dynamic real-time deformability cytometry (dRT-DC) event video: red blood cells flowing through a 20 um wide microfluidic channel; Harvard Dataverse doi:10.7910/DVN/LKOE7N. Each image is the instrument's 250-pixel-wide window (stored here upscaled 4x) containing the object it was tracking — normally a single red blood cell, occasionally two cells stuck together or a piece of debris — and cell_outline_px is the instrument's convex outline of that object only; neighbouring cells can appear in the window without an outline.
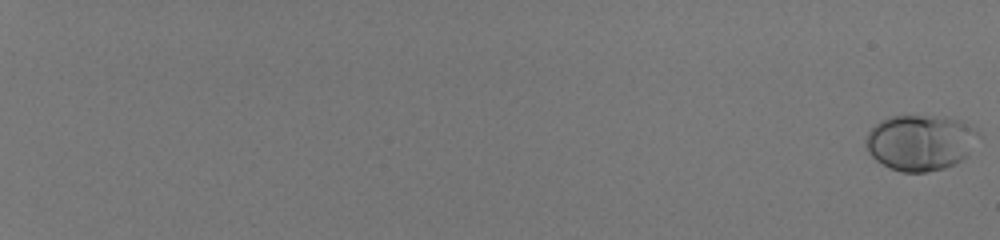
{"species": "human", "species_latin": "Homo sapiens", "temperature_condition": "room temperature", "stored_images_in_passage": 58, "camera_frame_rate_fps": 3000, "um_per_image_px": 0.085, "donor": {"sex": "male"}, "frame": {"image": 1, "passage_image": 1, "time_ms": 0.0, "image_size_px": [1000, 240], "cell_outline_px": [[980, 136], [968, 156], [964, 160], [956, 164], [944, 168], [928, 172], [900, 172], [888, 168], [876, 160], [868, 152], [868, 132], [880, 120], [892, 116], [944, 116], [964, 120], [980, 132]], "centroid_in_image_um": [78.31, 12.11], "position_along_channel_um": 6.7, "area_um2": 37.05}}
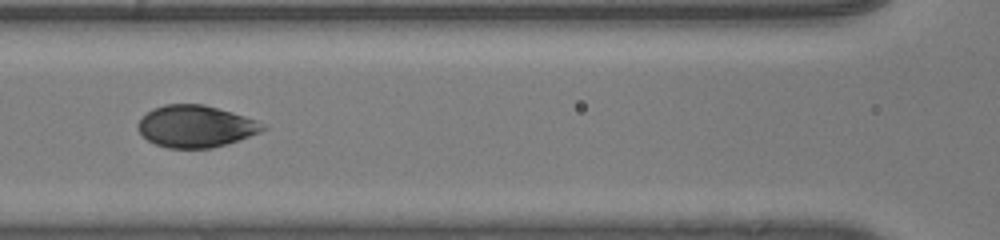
{"frame": {"image": 2, "passage_image": 34, "time_ms": 11.0, "image_size_px": [1000, 240], "cell_outline_px": [[268, 128], [260, 132], [212, 148], [168, 148], [156, 144], [148, 140], [136, 128], [136, 124], [140, 116], [152, 108], [164, 104], [204, 104], [232, 112], [256, 120]], "centroid_in_image_um": [16.56, 10.72], "position_along_channel_um": 150.0, "area_um2": 30.46}}
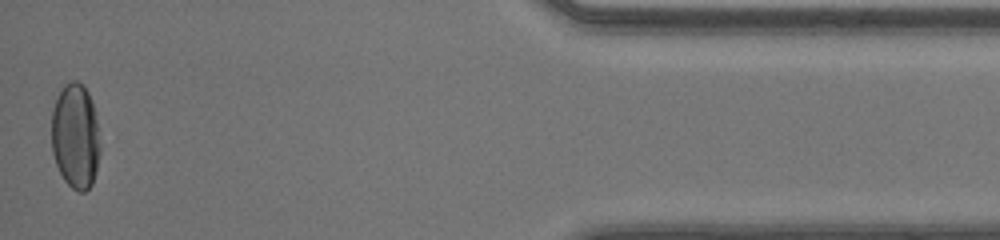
{"frame": {"image": 3, "passage_image": 58, "time_ms": 19.0, "image_size_px": [1000, 240], "cell_outline_px": [[100, 152], [96, 172], [92, 184], [84, 192], [76, 192], [64, 180], [56, 164], [52, 152], [52, 112], [56, 100], [64, 84], [72, 80], [76, 80], [88, 92], [92, 104], [96, 120], [100, 144]], "centroid_in_image_um": [6.41, 11.62], "position_along_channel_um": 428.8, "area_um2": 29.65}, "authors_computed_cell_mechanics": {"area_um2": 31.4721, "velocity_mm_per_s": 4.1098, "shape_relaxation_time_tau1_ms": 4.9494, "shape_relaxation_time_tau2_ms": null, "deformation_change_tau1": 0.1824, "deformation_change_tau2": null}}